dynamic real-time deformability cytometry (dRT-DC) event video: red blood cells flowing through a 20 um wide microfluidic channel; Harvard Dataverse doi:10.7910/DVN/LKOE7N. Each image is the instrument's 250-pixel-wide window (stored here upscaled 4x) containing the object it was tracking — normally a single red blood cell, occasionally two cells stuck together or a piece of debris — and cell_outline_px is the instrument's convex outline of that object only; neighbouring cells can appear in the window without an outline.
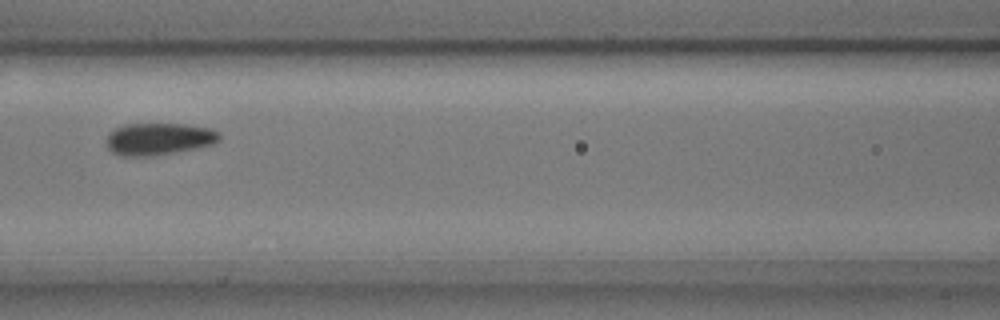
{"species": "common noctule bat (a hibernating species)", "species_latin": "Nyctalus noctula", "temperature_condition": "cold", "stored_images_in_passage": 8, "camera_frame_rate_fps": 3000, "um_per_image_px": 0.085, "animal": {"sex": "male", "body_mass_g": 17.9, "forearm_length_mm": 54.2}, "frame": {"image": 1, "passage_image": 3, "time_ms": 0.667, "image_size_px": [1000, 320], "cell_outline_px": [[220, 140], [212, 144], [196, 148], [152, 156], [120, 156], [112, 152], [108, 148], [108, 132], [124, 124], [184, 124], [212, 128], [220, 132]], "centroid_in_image_um": [13.51, 11.8], "position_along_channel_um": 153.1, "area_um2": 21.15}}
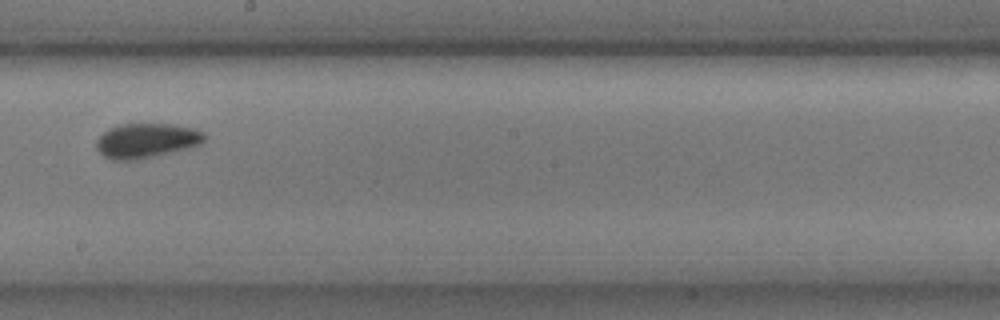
{"frame": {"image": 2, "passage_image": 5, "time_ms": 1.333, "image_size_px": [1000, 320], "cell_outline_px": [[208, 140], [192, 148], [136, 160], [112, 160], [104, 156], [96, 148], [96, 140], [108, 128], [120, 124], [172, 124], [192, 128], [204, 132], [208, 136]], "centroid_in_image_um": [12.5, 11.95], "position_along_channel_um": 235.7, "area_um2": 22.14}}
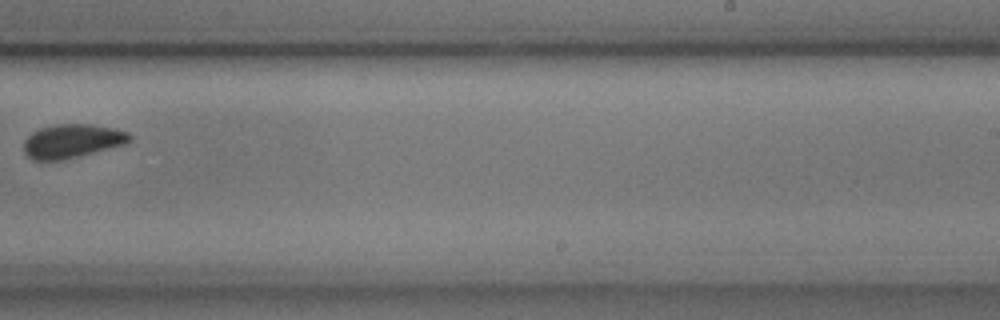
{"frame": {"image": 3, "passage_image": 6, "time_ms": 1.667, "image_size_px": [1000, 320], "cell_outline_px": [[132, 140], [124, 144], [60, 160], [32, 160], [24, 152], [24, 140], [32, 132], [40, 128], [56, 124], [92, 124], [116, 128], [128, 132], [132, 136]], "centroid_in_image_um": [6.12, 11.97], "position_along_channel_um": 282.9, "area_um2": 20.69}}